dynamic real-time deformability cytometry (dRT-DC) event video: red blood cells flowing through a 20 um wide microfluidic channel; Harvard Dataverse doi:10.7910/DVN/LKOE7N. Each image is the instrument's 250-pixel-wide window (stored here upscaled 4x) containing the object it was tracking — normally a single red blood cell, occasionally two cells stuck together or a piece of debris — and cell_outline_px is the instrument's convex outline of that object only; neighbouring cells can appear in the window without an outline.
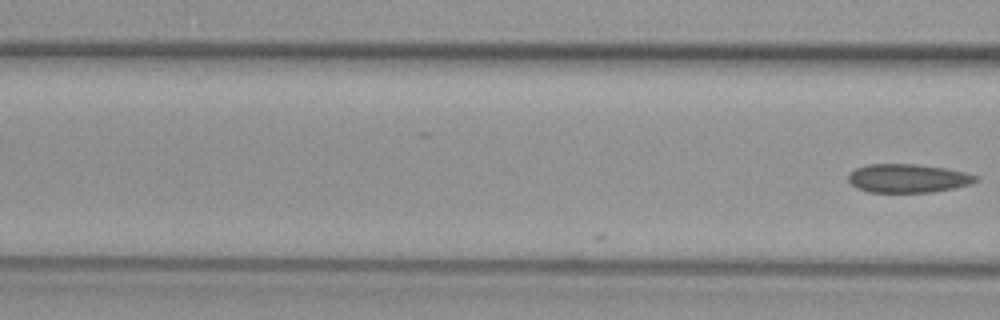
{"species": "common noctule bat (a hibernating species)", "species_latin": "Nyctalus noctula", "temperature_condition": "warm", "stored_images_in_passage": 6, "camera_frame_rate_fps": 3000, "um_per_image_px": 0.085, "animal": {"sex": "female", "body_mass_g": 29.2, "forearm_length_mm": 56.3}, "frame": {"image": 1, "passage_image": 6, "time_ms": 1.667, "image_size_px": [1000, 320], "cell_outline_px": [[980, 180], [972, 184], [932, 192], [868, 192], [856, 188], [848, 180], [848, 176], [856, 168], [868, 164], [916, 164], [948, 168], [964, 172], [976, 176]], "centroid_in_image_um": [77.19, 15.15], "position_along_channel_um": 89.4, "area_um2": 21.27}}